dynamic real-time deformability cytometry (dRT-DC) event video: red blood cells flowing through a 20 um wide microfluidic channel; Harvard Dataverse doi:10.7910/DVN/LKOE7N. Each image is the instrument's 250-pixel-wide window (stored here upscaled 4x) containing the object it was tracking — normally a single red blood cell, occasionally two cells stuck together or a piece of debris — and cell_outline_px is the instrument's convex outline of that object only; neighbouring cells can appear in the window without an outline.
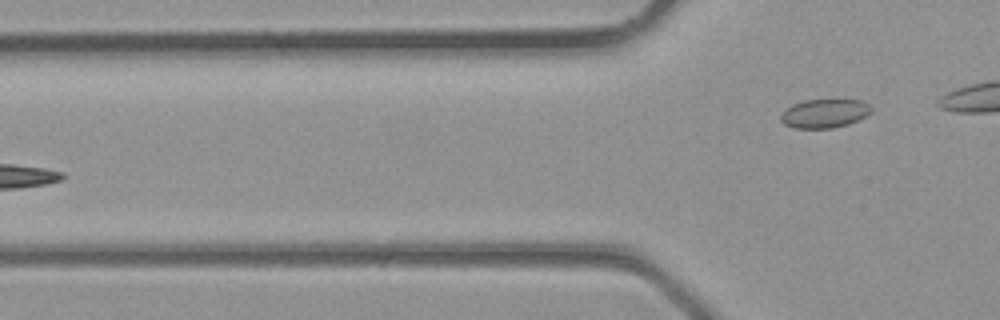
{"species": "common noctule bat (a hibernating species)", "species_latin": "Nyctalus noctula", "temperature_condition": "room temperature", "stored_images_in_passage": 4, "camera_frame_rate_fps": 3000, "um_per_image_px": 0.085, "animal": {"sex": "male", "body_mass_g": 23.1, "forearm_length_mm": 52.7}, "frame": {"image": 1, "passage_image": 4, "time_ms": 1.0, "image_size_px": [1000, 320], "cell_outline_px": [[872, 112], [848, 124], [832, 128], [792, 128], [784, 124], [780, 120], [780, 116], [792, 104], [804, 100], [832, 96], [860, 100], [868, 104], [872, 108]], "centroid_in_image_um": [70.1, 9.58], "position_along_channel_um": 55.7, "area_um2": 15.84}}